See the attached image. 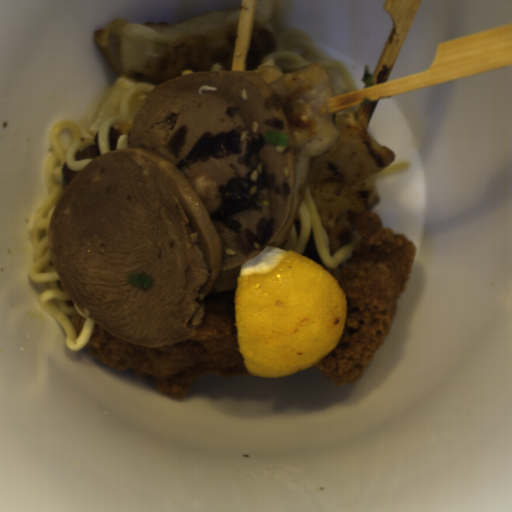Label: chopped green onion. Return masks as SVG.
<instances>
[{"instance_id":"75c4bb68","label":"chopped green onion","mask_w":512,"mask_h":512,"mask_svg":"<svg viewBox=\"0 0 512 512\" xmlns=\"http://www.w3.org/2000/svg\"><path fill=\"white\" fill-rule=\"evenodd\" d=\"M126 281L142 288H149L151 285L154 284L151 278H148L135 272L128 274Z\"/></svg>"},{"instance_id":"ed74a00b","label":"chopped green onion","mask_w":512,"mask_h":512,"mask_svg":"<svg viewBox=\"0 0 512 512\" xmlns=\"http://www.w3.org/2000/svg\"><path fill=\"white\" fill-rule=\"evenodd\" d=\"M264 140L267 142H274L276 144L283 145V146L287 147L288 141H289V136L285 135L282 132L267 129V131L264 135Z\"/></svg>"}]
</instances>
